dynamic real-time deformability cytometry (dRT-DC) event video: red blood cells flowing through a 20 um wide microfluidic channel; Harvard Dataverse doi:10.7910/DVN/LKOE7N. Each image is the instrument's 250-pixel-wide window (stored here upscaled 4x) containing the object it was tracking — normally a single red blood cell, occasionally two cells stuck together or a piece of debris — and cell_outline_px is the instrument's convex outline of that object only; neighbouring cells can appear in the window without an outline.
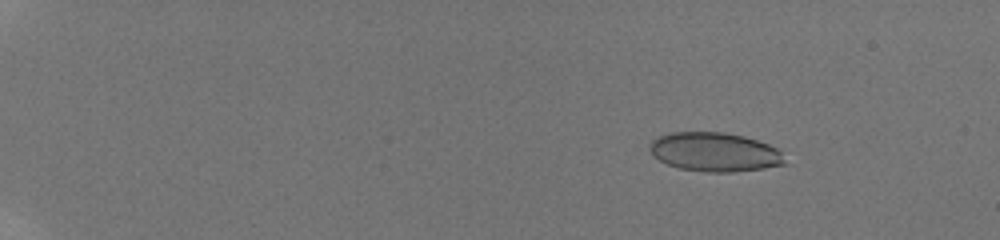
{"species": "human", "species_latin": "Homo sapiens", "temperature_condition": "room temperature", "stored_images_in_passage": 57, "camera_frame_rate_fps": 3000, "um_per_image_px": 0.085, "donor": {"sex": "male"}, "frame": {"image": 1, "passage_image": 10, "time_ms": 3.0, "image_size_px": [1000, 240], "cell_outline_px": [[788, 164], [764, 168], [732, 172], [708, 172], [680, 168], [668, 164], [660, 160], [648, 148], [652, 140], [668, 132], [724, 132], [744, 136], [768, 144], [776, 148], [780, 152]], "centroid_in_image_um": [60.77, 12.92], "position_along_channel_um": 24.2, "area_um2": 30.58}}
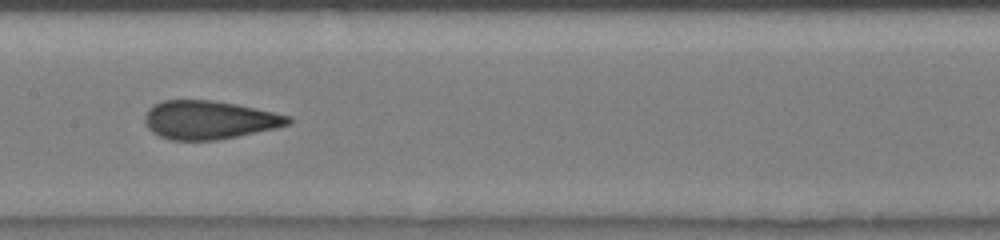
{"frame": {"image": 2, "passage_image": 34, "time_ms": 11.0, "image_size_px": [1000, 240], "cell_outline_px": [[292, 124], [276, 128], [216, 140], [172, 140], [160, 136], [152, 132], [148, 128], [144, 120], [144, 116], [148, 108], [152, 104], [164, 100], [212, 100], [236, 104], [292, 116]], "centroid_in_image_um": [17.77, 10.18], "position_along_channel_um": 189.6, "area_um2": 32.19}}
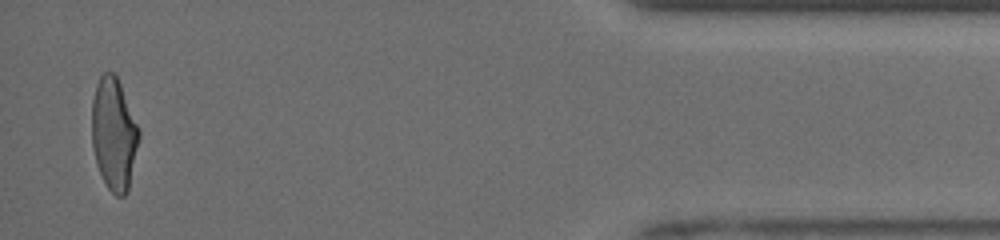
{"frame": {"image": 3, "passage_image": 56, "time_ms": 18.333, "image_size_px": [1000, 240], "cell_outline_px": [[140, 140], [128, 192], [124, 196], [116, 196], [108, 188], [96, 164], [92, 144], [92, 100], [96, 84], [100, 76], [104, 72], [112, 72], [116, 76], [120, 84], [140, 132]], "centroid_in_image_um": [9.68, 11.42], "position_along_channel_um": 425.5, "area_um2": 30.81}, "authors_computed_cell_mechanics": {"area_um2": 31.501, "velocity_mm_per_s": 3.9747, "shape_relaxation_time_tau1_ms": 7.2554, "shape_relaxation_time_tau2_ms": 0.8979, "deformation_change_tau1": 0.19, "deformation_change_tau2": 0.0505}}